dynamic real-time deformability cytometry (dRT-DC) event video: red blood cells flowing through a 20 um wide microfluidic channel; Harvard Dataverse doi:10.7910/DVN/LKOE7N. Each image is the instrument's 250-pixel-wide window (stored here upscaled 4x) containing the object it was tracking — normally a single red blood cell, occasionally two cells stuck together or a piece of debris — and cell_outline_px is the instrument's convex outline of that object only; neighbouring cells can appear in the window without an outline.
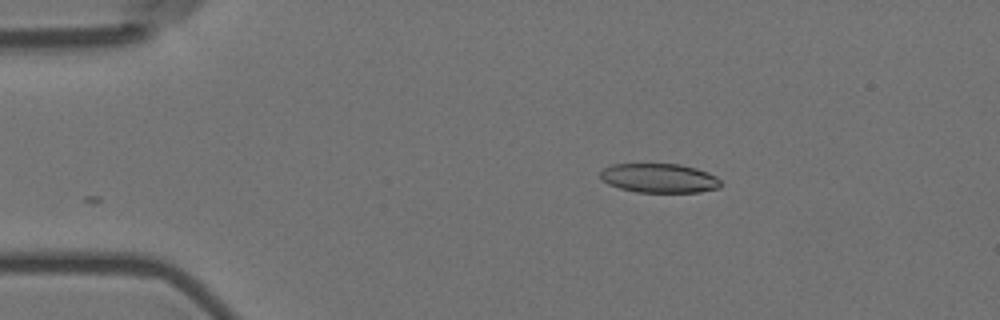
{"species": "Egyptian fruit bat (a non-hibernating species)", "species_latin": "Rousettus aegyptiacus", "temperature_condition": "room temperature", "stored_images_in_passage": 47, "camera_frame_rate_fps": 3000, "um_per_image_px": 0.085, "animal": {"sex": "female"}, "frame": {"image": 1, "passage_image": 1, "time_ms": 0.0, "image_size_px": [1000, 320], "cell_outline_px": [[720, 188], [700, 192], [636, 192], [620, 188], [608, 184], [600, 180], [600, 172], [604, 168], [612, 164], [680, 164], [696, 168], [708, 172], [716, 176], [720, 180]], "centroid_in_image_um": [56.03, 15.14], "position_along_channel_um": 29.0, "area_um2": 20.63}}
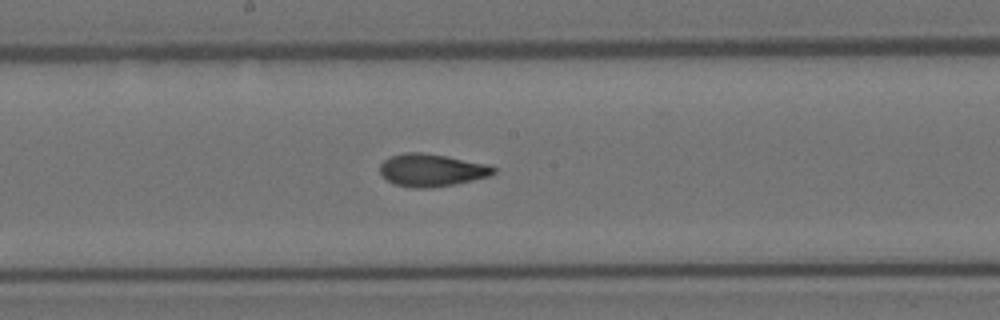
{"frame": {"image": 2, "passage_image": 21, "time_ms": 6.667, "image_size_px": [1000, 320], "cell_outline_px": [[496, 172], [492, 176], [456, 184], [432, 188], [412, 188], [392, 184], [380, 172], [380, 164], [384, 160], [392, 156], [404, 152], [420, 152], [448, 156], [488, 164], [496, 168]], "centroid_in_image_um": [36.72, 14.47], "position_along_channel_um": 211.5, "area_um2": 21.85}}
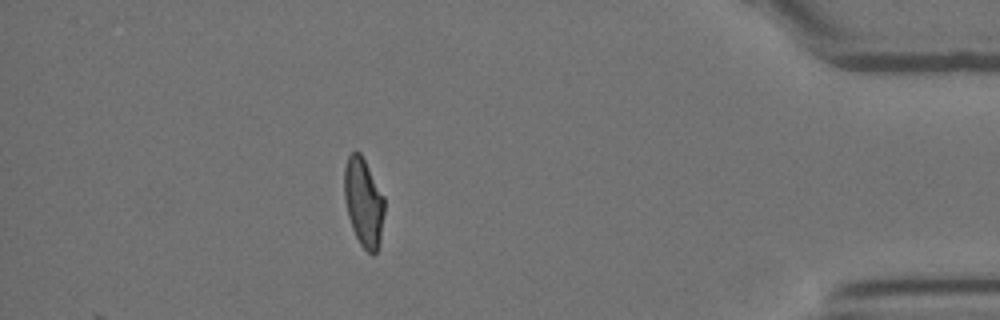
{"frame": {"image": 3, "passage_image": 41, "time_ms": 13.333, "image_size_px": [1000, 320], "cell_outline_px": [[384, 212], [380, 240], [376, 252], [372, 256], [360, 244], [352, 228], [348, 216], [344, 196], [344, 168], [348, 156], [356, 148], [360, 152], [384, 196]], "centroid_in_image_um": [30.89, 17.17], "position_along_channel_um": 404.3, "area_um2": 20.69}, "authors_computed_cell_mechanics": {"area_um2": 21.3282, "velocity_mm_per_s": 3.5889, "shape_relaxation_time_tau1_ms": 6.5887, "shape_relaxation_time_tau2_ms": 2.25, "deformation_change_tau1": 0.1852, "deformation_change_tau2": 0.0773}}